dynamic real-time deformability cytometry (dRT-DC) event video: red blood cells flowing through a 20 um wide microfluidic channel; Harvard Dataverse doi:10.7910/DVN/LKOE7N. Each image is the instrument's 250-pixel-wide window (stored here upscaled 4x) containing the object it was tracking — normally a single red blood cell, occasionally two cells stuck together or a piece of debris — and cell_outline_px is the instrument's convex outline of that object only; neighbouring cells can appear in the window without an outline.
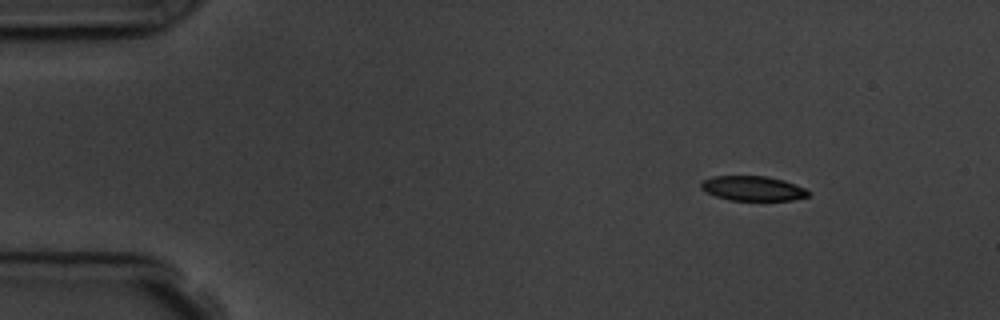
{"species": "common noctule bat (a hibernating species)", "species_latin": "Nyctalus noctula", "temperature_condition": "room temperature", "stored_images_in_passage": 3, "camera_frame_rate_fps": 3000, "um_per_image_px": 0.085, "animal": {"sex": "male", "body_mass_g": 19.5, "forearm_length_mm": 54.6}, "frame": {"image": 1, "passage_image": 1, "time_ms": 0.0, "image_size_px": [1000, 320], "cell_outline_px": [[812, 192], [808, 196], [792, 200], [728, 200], [704, 192], [700, 188], [700, 184], [704, 180], [712, 176], [768, 176], [784, 180], [804, 188]], "centroid_in_image_um": [63.97, 16.01], "position_along_channel_um": 21.0, "area_um2": 15.55}}